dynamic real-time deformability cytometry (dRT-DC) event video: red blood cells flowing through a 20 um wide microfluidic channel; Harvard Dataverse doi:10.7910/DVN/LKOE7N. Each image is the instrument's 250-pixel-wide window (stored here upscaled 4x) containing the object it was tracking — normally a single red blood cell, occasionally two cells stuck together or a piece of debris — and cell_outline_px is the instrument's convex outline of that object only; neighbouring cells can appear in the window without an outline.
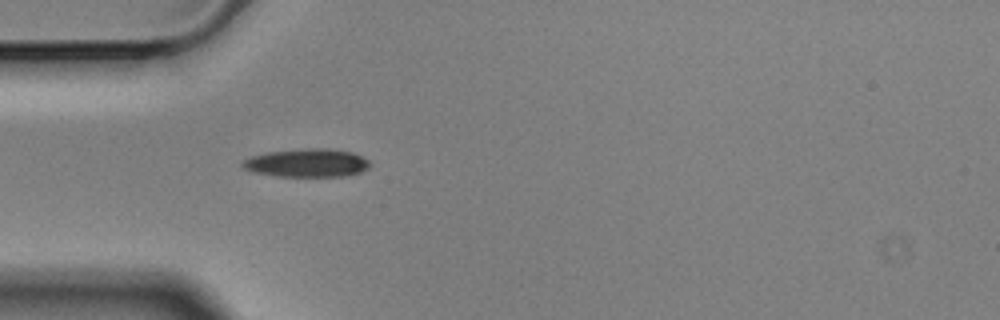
{"species": "Egyptian fruit bat (a non-hibernating species)", "species_latin": "Rousettus aegyptiacus", "temperature_condition": "cold", "stored_images_in_passage": 2, "camera_frame_rate_fps": 3000, "um_per_image_px": 0.085, "animal": {"sex": "male"}, "frame": {"image": 1, "passage_image": 2, "time_ms": 0.333, "image_size_px": [1000, 320], "cell_outline_px": [[372, 164], [368, 168], [360, 172], [344, 176], [276, 176], [252, 172], [244, 168], [240, 164], [244, 160], [252, 156], [268, 152], [304, 148], [328, 148], [352, 152], [368, 160]], "centroid_in_image_um": [26.09, 13.84], "position_along_channel_um": 58.9, "area_um2": 20.98}}